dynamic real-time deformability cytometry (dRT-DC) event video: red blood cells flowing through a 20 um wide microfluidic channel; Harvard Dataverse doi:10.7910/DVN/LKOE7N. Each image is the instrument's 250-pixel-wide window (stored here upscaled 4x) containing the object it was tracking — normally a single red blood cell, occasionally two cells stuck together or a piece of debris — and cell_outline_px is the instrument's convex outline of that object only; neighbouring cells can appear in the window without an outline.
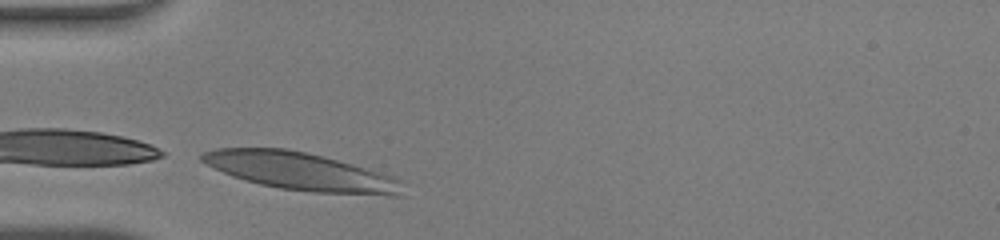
{"species": "human", "species_latin": "Homo sapiens", "temperature_condition": "warm", "stored_images_in_passage": 25, "camera_frame_rate_fps": 3000, "um_per_image_px": 0.085, "donor": {"sex": "male"}, "frame": {"image": 1, "passage_image": 1, "time_ms": 0.0, "image_size_px": [1000, 240], "cell_outline_px": [[408, 196], [388, 196], [312, 192], [280, 188], [260, 184], [244, 180], [232, 176], [200, 160], [200, 156], [204, 152], [216, 148], [288, 148], [324, 156], [352, 164], [392, 176], [404, 180]], "centroid_in_image_um": [25.7, 14.6], "position_along_channel_um": 59.3, "area_um2": 44.62}}
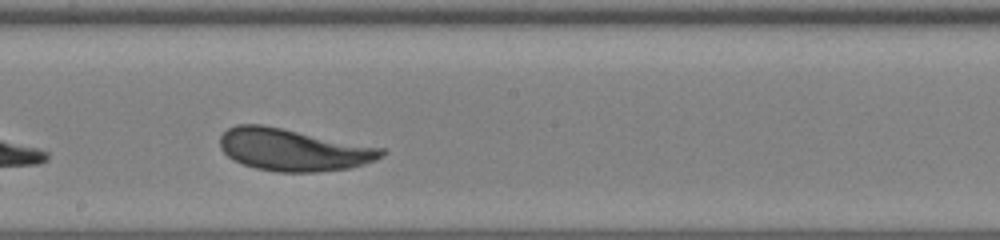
{"frame": {"image": 2, "passage_image": 13, "time_ms": 4.0, "image_size_px": [1000, 240], "cell_outline_px": [[388, 152], [384, 156], [376, 160], [352, 168], [316, 172], [276, 172], [256, 168], [232, 160], [220, 148], [220, 136], [228, 128], [236, 124], [260, 124], [384, 148]], "centroid_in_image_um": [24.94, 12.74], "position_along_channel_um": 223.3, "area_um2": 39.71}}
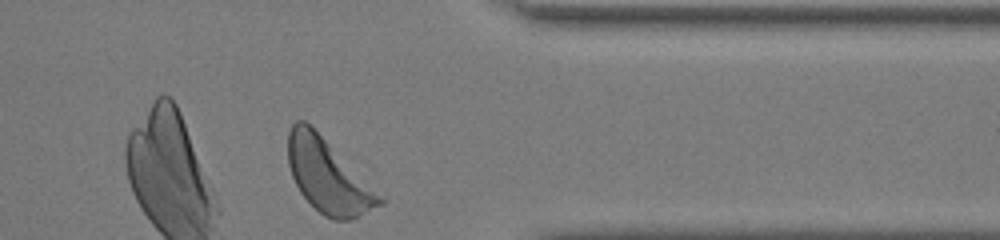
{"frame": {"image": 3, "passage_image": 25, "time_ms": 8.0, "image_size_px": [1000, 240], "cell_outline_px": [[384, 204], [348, 220], [332, 220], [324, 216], [300, 192], [292, 176], [288, 164], [288, 132], [292, 124], [296, 120], [304, 120], [384, 196]], "centroid_in_image_um": [27.89, 14.98], "position_along_channel_um": 383.5, "area_um2": 38.61}, "authors_computed_cell_mechanics": {"area_um2": 39.1306, "velocity_mm_per_s": 4.2486, "shape_relaxation_time_tau1_ms": 2.5151, "shape_relaxation_time_tau2_ms": null, "deformation_change_tau1": 0.1416, "deformation_change_tau2": null}}